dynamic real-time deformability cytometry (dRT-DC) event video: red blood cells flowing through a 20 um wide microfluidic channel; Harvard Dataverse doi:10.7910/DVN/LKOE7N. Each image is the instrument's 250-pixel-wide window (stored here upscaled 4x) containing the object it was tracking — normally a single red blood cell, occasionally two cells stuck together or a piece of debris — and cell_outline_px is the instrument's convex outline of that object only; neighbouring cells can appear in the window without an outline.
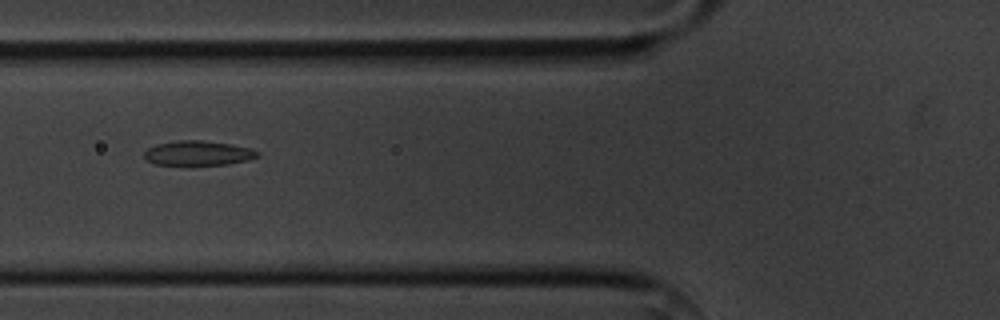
{"species": "common noctule bat (a hibernating species)", "species_latin": "Nyctalus noctula", "temperature_condition": "cold", "stored_images_in_passage": 2, "camera_frame_rate_fps": 3000, "um_per_image_px": 0.085, "animal": {"sex": "male", "body_mass_g": 20.1, "forearm_length_mm": 53.5}, "frame": {"image": 1, "passage_image": 2, "time_ms": 1.333, "image_size_px": [1000, 320], "cell_outline_px": [[260, 156], [248, 160], [228, 164], [152, 164], [144, 160], [144, 152], [148, 148], [156, 144], [176, 140], [200, 140], [232, 144], [252, 148], [260, 152]], "centroid_in_image_um": [16.84, 13.0], "position_along_channel_um": 109.0, "area_um2": 16.36}}